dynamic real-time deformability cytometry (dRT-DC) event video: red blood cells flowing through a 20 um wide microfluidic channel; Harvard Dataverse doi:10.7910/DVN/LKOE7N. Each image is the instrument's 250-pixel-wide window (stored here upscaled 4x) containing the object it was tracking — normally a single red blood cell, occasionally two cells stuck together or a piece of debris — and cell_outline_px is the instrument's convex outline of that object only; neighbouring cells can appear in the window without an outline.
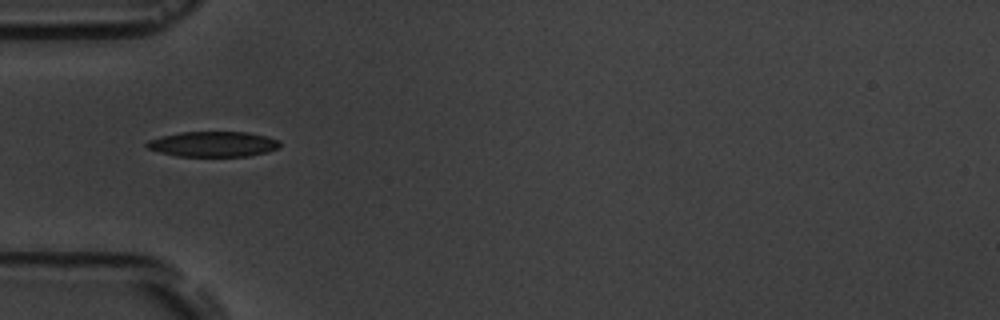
{"species": "common noctule bat (a hibernating species)", "species_latin": "Nyctalus noctula", "temperature_condition": "room temperature", "stored_images_in_passage": 7, "camera_frame_rate_fps": 3000, "um_per_image_px": 0.085, "animal": {"sex": "male", "body_mass_g": 19.5, "forearm_length_mm": 54.6}, "frame": {"image": 1, "passage_image": 5, "time_ms": 5.667, "image_size_px": [1000, 320], "cell_outline_px": [[280, 144], [276, 148], [268, 152], [248, 156], [176, 156], [160, 152], [148, 148], [144, 144], [148, 140], [180, 132], [248, 132], [280, 140]], "centroid_in_image_um": [18.11, 12.25], "position_along_channel_um": 66.9, "area_um2": 19.48}}
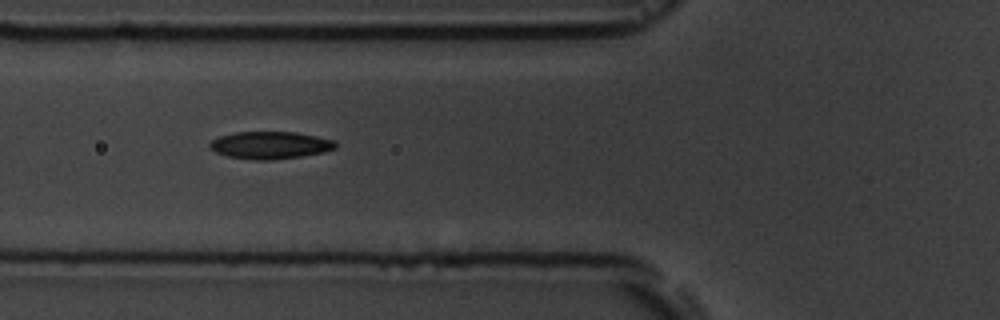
{"frame": {"image": 2, "passage_image": 6, "time_ms": 6.667, "image_size_px": [1000, 320], "cell_outline_px": [[336, 148], [324, 152], [300, 156], [272, 160], [256, 160], [228, 156], [216, 152], [208, 148], [208, 144], [212, 140], [220, 136], [236, 132], [296, 132], [336, 140]], "centroid_in_image_um": [22.97, 12.33], "position_along_channel_um": 102.8, "area_um2": 20.06}}
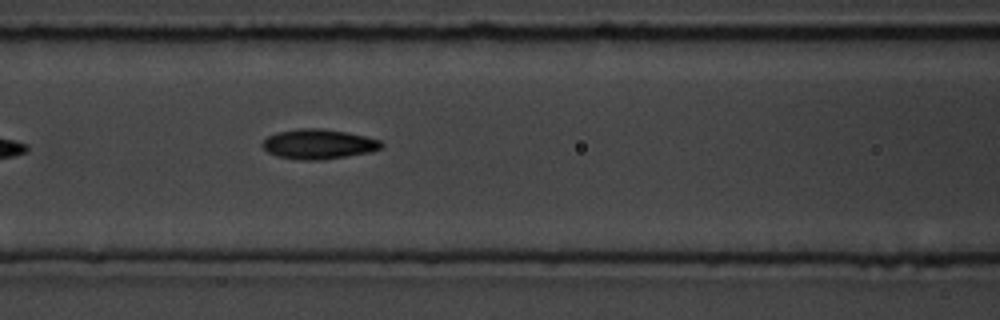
{"frame": {"image": 3, "passage_image": 7, "time_ms": 7.667, "image_size_px": [1000, 320], "cell_outline_px": [[384, 144], [380, 148], [372, 152], [320, 160], [304, 160], [276, 156], [268, 152], [260, 144], [268, 136], [276, 132], [300, 128], [320, 128], [344, 132], [364, 136], [380, 140]], "centroid_in_image_um": [27.05, 12.25], "position_along_channel_um": 139.5, "area_um2": 20.58}}